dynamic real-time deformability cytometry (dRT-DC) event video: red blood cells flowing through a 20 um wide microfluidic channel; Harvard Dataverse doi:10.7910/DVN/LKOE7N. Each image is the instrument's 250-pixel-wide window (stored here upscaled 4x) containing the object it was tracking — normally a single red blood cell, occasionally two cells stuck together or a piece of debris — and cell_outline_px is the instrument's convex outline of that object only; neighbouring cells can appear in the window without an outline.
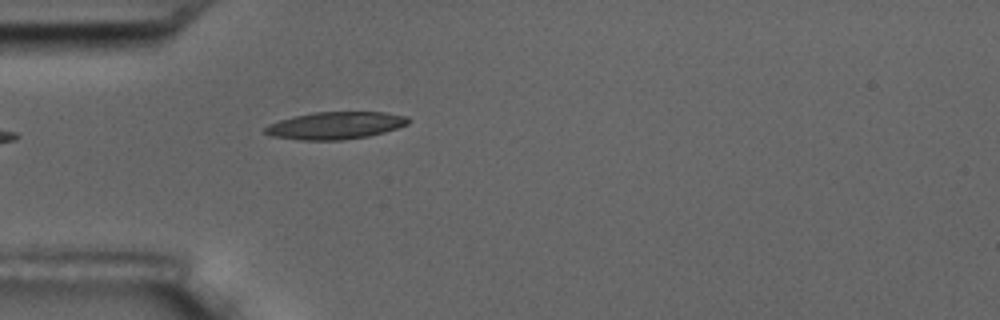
{"species": "common noctule bat (a hibernating species)", "species_latin": "Nyctalus noctula", "temperature_condition": "room temperature", "stored_images_in_passage": 5, "camera_frame_rate_fps": 3000, "um_per_image_px": 0.085, "animal": {"sex": "male", "body_mass_g": 17.5, "forearm_length_mm": 52.3}, "frame": {"image": 1, "passage_image": 1, "time_ms": 0.0, "image_size_px": [1000, 320], "cell_outline_px": [[412, 120], [408, 124], [384, 132], [368, 136], [340, 140], [300, 140], [272, 136], [264, 132], [264, 128], [268, 124], [280, 120], [312, 112], [384, 112], [408, 116]], "centroid_in_image_um": [28.53, 10.66], "position_along_channel_um": 56.5, "area_um2": 22.77}}